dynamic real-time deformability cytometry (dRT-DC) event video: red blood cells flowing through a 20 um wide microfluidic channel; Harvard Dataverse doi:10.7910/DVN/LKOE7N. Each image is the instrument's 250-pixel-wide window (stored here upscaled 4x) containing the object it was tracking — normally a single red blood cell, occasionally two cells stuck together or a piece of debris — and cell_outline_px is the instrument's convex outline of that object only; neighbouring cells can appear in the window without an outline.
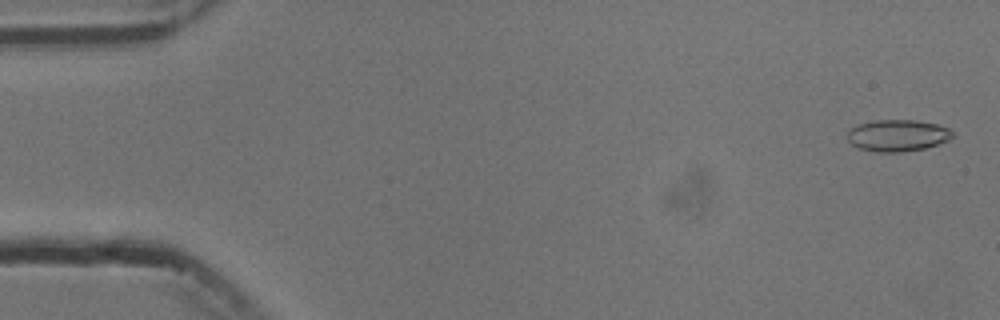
{"species": "common noctule bat (a hibernating species)", "species_latin": "Nyctalus noctula", "temperature_condition": "cold", "stored_images_in_passage": 6, "camera_frame_rate_fps": 3000, "um_per_image_px": 0.085, "animal": {"sex": "male", "body_mass_g": 13.3}, "frame": {"image": 1, "passage_image": 1, "time_ms": 0.0, "image_size_px": [1000, 320], "cell_outline_px": [[956, 136], [948, 140], [924, 148], [900, 152], [876, 152], [860, 148], [852, 144], [848, 140], [848, 132], [852, 128], [860, 124], [876, 120], [916, 120], [936, 124], [948, 128]], "centroid_in_image_um": [76.31, 11.51], "position_along_channel_um": 8.7, "area_um2": 19.19}}